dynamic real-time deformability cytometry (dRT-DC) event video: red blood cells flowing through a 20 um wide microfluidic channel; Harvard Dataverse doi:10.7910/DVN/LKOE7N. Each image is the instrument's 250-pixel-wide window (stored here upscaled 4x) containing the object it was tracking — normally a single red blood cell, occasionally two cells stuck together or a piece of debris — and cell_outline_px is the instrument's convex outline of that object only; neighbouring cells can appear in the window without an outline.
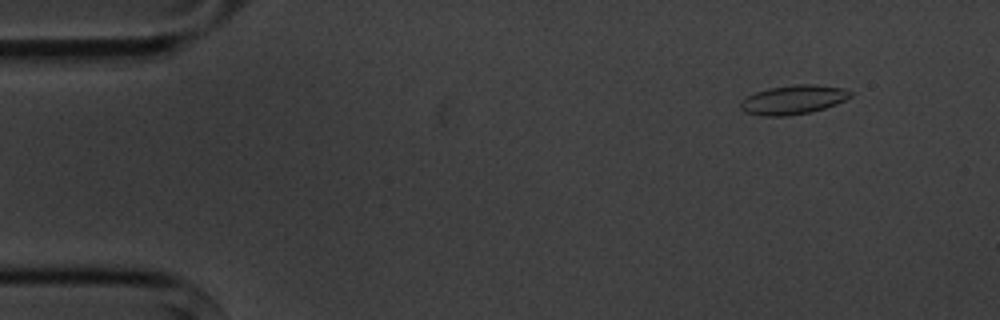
{"species": "common noctule bat (a hibernating species)", "species_latin": "Nyctalus noctula", "temperature_condition": "cold", "stored_images_in_passage": 5, "camera_frame_rate_fps": 3000, "um_per_image_px": 0.085, "animal": {"sex": "male", "body_mass_g": 20.1, "forearm_length_mm": 53.5}, "frame": {"image": 1, "passage_image": 2, "time_ms": 1.0, "image_size_px": [1000, 320], "cell_outline_px": [[852, 96], [836, 104], [824, 108], [808, 112], [788, 116], [764, 116], [744, 112], [740, 108], [740, 104], [748, 96], [756, 92], [768, 88], [796, 84], [816, 84], [844, 88], [852, 92]], "centroid_in_image_um": [67.44, 8.47], "position_along_channel_um": 17.6, "area_um2": 18.55}}